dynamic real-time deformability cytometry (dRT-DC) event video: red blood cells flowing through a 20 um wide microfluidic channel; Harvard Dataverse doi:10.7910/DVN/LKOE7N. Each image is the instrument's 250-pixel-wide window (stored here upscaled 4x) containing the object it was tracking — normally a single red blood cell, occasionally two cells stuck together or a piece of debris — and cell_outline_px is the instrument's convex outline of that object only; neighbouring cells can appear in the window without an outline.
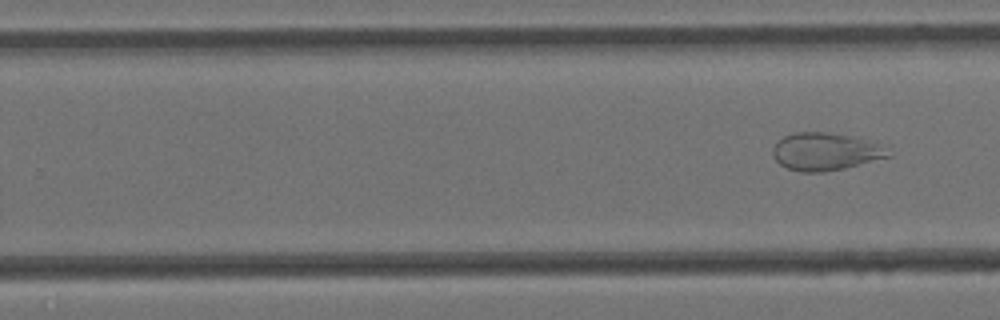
{"species": "Egyptian fruit bat (a non-hibernating species)", "species_latin": "Rousettus aegyptiacus", "temperature_condition": "cold", "stored_images_in_passage": 9, "segment_of_instrument_passage": [2, 2], "camera_frame_rate_fps": 3000, "um_per_image_px": 0.085, "animal": {"sex": "female"}, "frame": {"image": 1, "passage_image": 9, "time_ms": 2.667, "image_size_px": [1000, 320], "cell_outline_px": [[892, 156], [844, 168], [824, 172], [800, 172], [788, 168], [780, 164], [772, 156], [772, 148], [784, 136], [792, 132], [824, 132], [848, 136], [868, 140], [876, 144]], "centroid_in_image_um": [70.08, 12.89], "position_along_channel_um": 259.7, "area_um2": 24.85}}